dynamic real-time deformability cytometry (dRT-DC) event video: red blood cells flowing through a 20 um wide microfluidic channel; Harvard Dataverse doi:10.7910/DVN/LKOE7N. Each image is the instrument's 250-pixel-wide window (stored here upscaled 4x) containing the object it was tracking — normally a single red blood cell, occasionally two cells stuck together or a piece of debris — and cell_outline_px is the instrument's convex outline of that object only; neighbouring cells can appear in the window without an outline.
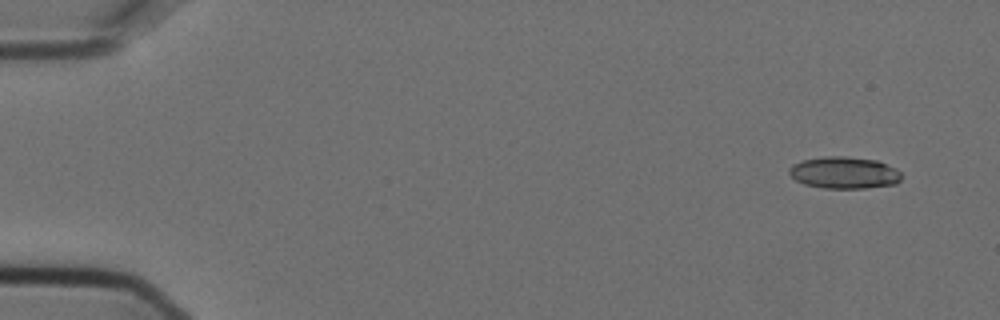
{"species": "Egyptian fruit bat (a non-hibernating species)", "species_latin": "Rousettus aegyptiacus", "temperature_condition": "cold", "stored_images_in_passage": 11, "camera_frame_rate_fps": 3000, "um_per_image_px": 0.085, "animal": {"sex": "female"}, "frame": {"image": 1, "passage_image": 1, "time_ms": 0.0, "image_size_px": [1000, 320], "cell_outline_px": [[900, 180], [896, 184], [868, 188], [824, 188], [804, 184], [796, 180], [788, 172], [788, 168], [792, 164], [804, 160], [824, 156], [844, 156], [876, 160], [896, 168], [900, 172]], "centroid_in_image_um": [71.75, 14.68], "position_along_channel_um": 13.3, "area_um2": 20.87}}
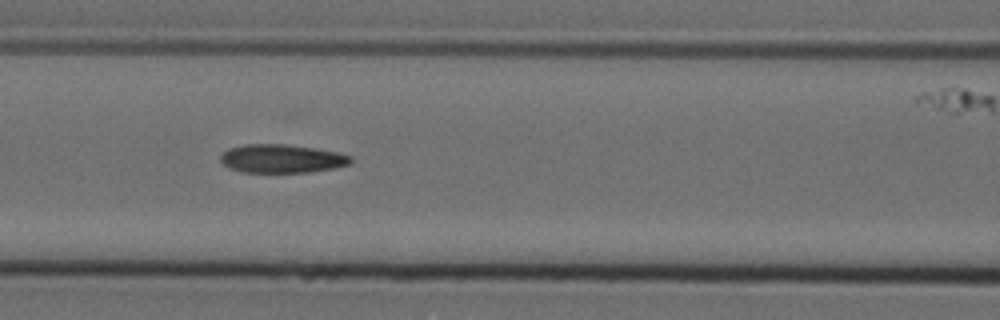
{"frame": {"image": 2, "passage_image": 7, "time_ms": 2.0, "image_size_px": [1000, 320], "cell_outline_px": [[352, 160], [348, 164], [332, 168], [308, 172], [244, 172], [232, 168], [224, 164], [220, 160], [220, 156], [228, 148], [244, 144], [284, 144], [316, 148], [336, 152], [352, 156]], "centroid_in_image_um": [23.94, 13.47], "position_along_channel_um": 142.7, "area_um2": 21.39}}
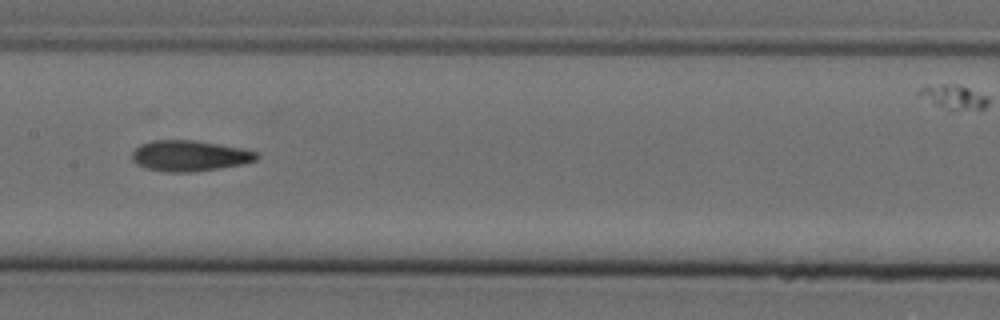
{"frame": {"image": 3, "passage_image": 8, "time_ms": 2.333, "image_size_px": [1000, 320], "cell_outline_px": [[260, 156], [256, 160], [240, 164], [220, 168], [192, 172], [164, 172], [148, 168], [132, 160], [132, 152], [140, 144], [152, 140], [192, 140], [240, 148], [256, 152]], "centroid_in_image_um": [16.09, 13.24], "position_along_channel_um": 191.3, "area_um2": 22.02}}